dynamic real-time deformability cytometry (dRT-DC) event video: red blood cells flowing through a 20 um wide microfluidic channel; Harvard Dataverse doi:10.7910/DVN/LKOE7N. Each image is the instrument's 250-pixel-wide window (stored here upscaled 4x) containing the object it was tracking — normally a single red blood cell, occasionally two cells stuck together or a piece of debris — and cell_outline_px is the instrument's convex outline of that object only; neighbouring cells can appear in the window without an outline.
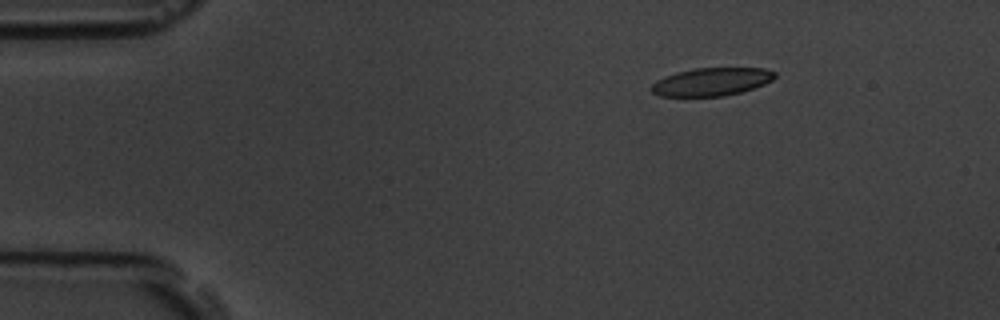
{"species": "common noctule bat (a hibernating species)", "species_latin": "Nyctalus noctula", "temperature_condition": "room temperature", "stored_images_in_passage": 48, "camera_frame_rate_fps": 3000, "um_per_image_px": 0.085, "animal": {"sex": "male", "body_mass_g": 19.5, "forearm_length_mm": 54.6}, "frame": {"image": 1, "passage_image": 1, "time_ms": 0.0, "image_size_px": [1000, 320], "cell_outline_px": [[776, 76], [772, 80], [764, 84], [740, 92], [724, 96], [660, 96], [652, 92], [648, 88], [656, 80], [664, 76], [676, 72], [696, 68], [764, 68], [776, 72]], "centroid_in_image_um": [60.45, 6.95], "position_along_channel_um": 24.6, "area_um2": 20.17}}
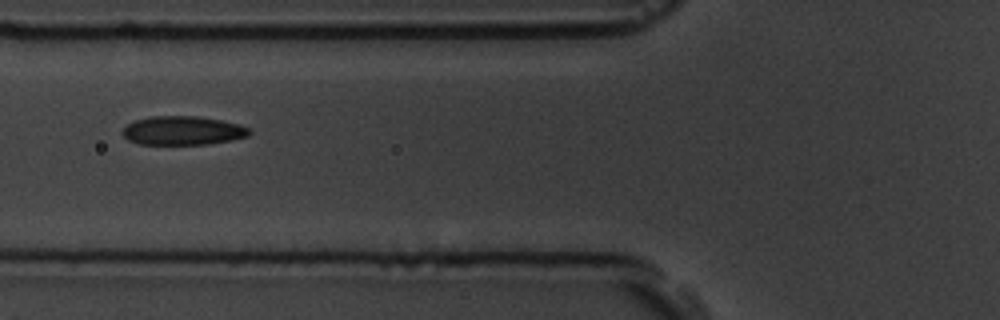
{"frame": {"image": 2, "passage_image": 14, "time_ms": 4.333, "image_size_px": [1000, 320], "cell_outline_px": [[252, 132], [248, 136], [232, 140], [208, 144], [140, 144], [128, 140], [120, 132], [128, 124], [136, 120], [152, 116], [196, 116], [220, 120], [240, 124], [248, 128]], "centroid_in_image_um": [15.54, 11.1], "position_along_channel_um": 110.3, "area_um2": 21.27}}
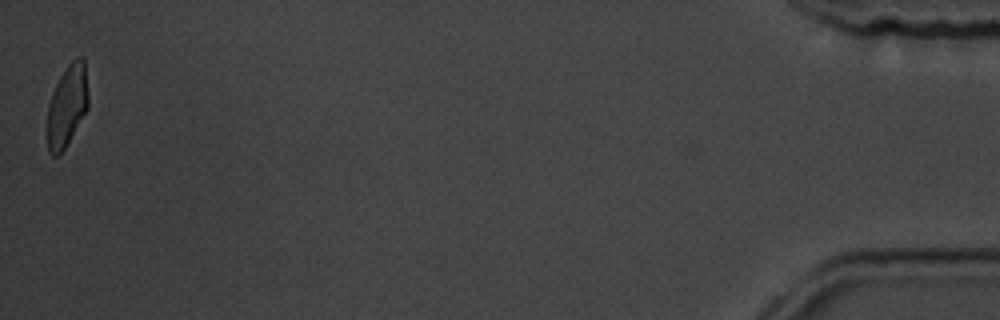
{"frame": {"image": 3, "passage_image": 48, "time_ms": 15.667, "image_size_px": [1000, 320], "cell_outline_px": [[88, 108], [64, 148], [56, 156], [52, 156], [48, 152], [48, 104], [52, 92], [60, 76], [68, 64], [76, 56], [80, 56], [84, 60], [88, 96]], "centroid_in_image_um": [5.7, 8.95], "position_along_channel_um": 429.5, "area_um2": 19.19}, "authors_computed_cell_mechanics": {"area_um2": 21.0681, "velocity_mm_per_s": 3.6692, "shape_relaxation_time_tau1_ms": 4.6089, "shape_relaxation_time_tau2_ms": 1.6296, "deformation_change_tau1": 0.1368, "deformation_change_tau2": 0.0898}}